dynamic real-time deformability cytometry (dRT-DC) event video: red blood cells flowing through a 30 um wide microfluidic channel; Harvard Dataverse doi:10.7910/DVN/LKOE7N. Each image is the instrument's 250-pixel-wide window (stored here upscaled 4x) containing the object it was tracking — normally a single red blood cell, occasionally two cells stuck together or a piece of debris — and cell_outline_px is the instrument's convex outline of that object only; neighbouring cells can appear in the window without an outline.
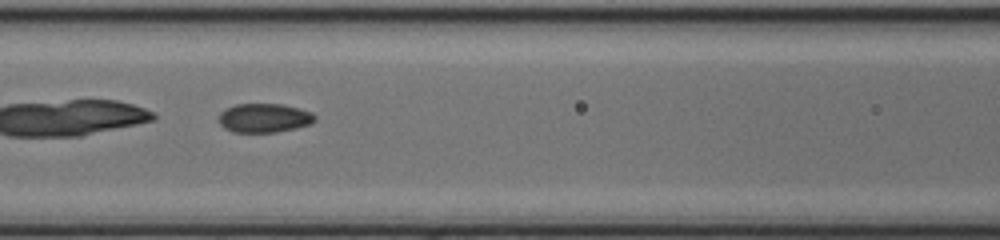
{"species": "common noctule bat (a hibernating species)", "species_latin": "Nyctalus noctula", "temperature_condition": "cold", "stored_images_in_passage": 49, "camera_frame_rate_fps": 3000, "um_per_image_px": 0.085, "animal": {"sex": "female", "body_mass_g": 17.0, "forearm_length_mm": 48.0}, "frame": {"image": 1, "passage_image": 23, "time_ms": 7.333, "image_size_px": [1000, 240], "cell_outline_px": [[316, 120], [312, 124], [296, 128], [276, 132], [232, 132], [224, 128], [220, 124], [220, 112], [236, 104], [280, 104], [312, 112], [316, 116]], "centroid_in_image_um": [22.48, 10.04], "position_along_channel_um": 144.1, "area_um2": 16.18}}
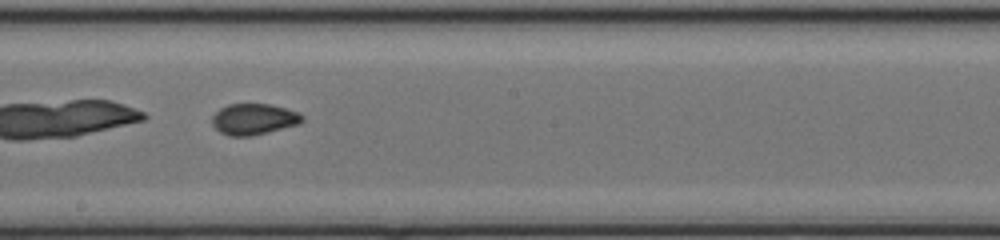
{"frame": {"image": 2, "passage_image": 29, "time_ms": 9.333, "image_size_px": [1000, 240], "cell_outline_px": [[304, 120], [300, 124], [252, 136], [228, 136], [220, 132], [212, 124], [212, 116], [220, 108], [228, 104], [268, 104], [284, 108], [296, 112], [304, 116]], "centroid_in_image_um": [21.56, 10.14], "position_along_channel_um": 226.6, "area_um2": 16.3}}
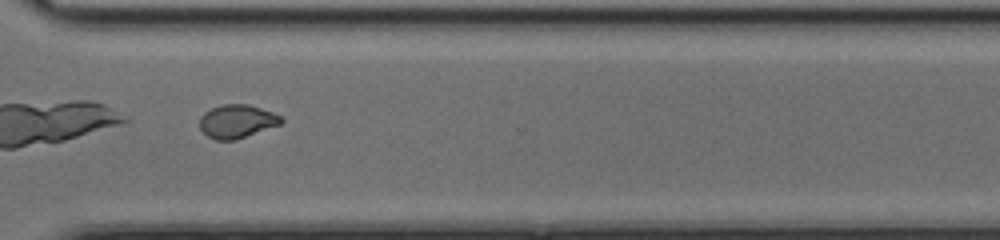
{"frame": {"image": 3, "passage_image": 38, "time_ms": 12.333, "image_size_px": [1000, 240], "cell_outline_px": [[284, 120], [280, 124], [236, 140], [216, 140], [208, 136], [200, 128], [200, 116], [204, 112], [220, 104], [248, 104], [272, 112], [280, 116]], "centroid_in_image_um": [20.12, 10.31], "position_along_channel_um": 350.5, "area_um2": 15.78}, "authors_computed_cell_mechanics": {"area_um2": 16.762, "velocity_mm_per_s": 4.1336, "shape_relaxation_time_tau1_ms": null, "shape_relaxation_time_tau2_ms": 0.8288, "deformation_change_tau1": null, "deformation_change_tau2": 0.0485}}